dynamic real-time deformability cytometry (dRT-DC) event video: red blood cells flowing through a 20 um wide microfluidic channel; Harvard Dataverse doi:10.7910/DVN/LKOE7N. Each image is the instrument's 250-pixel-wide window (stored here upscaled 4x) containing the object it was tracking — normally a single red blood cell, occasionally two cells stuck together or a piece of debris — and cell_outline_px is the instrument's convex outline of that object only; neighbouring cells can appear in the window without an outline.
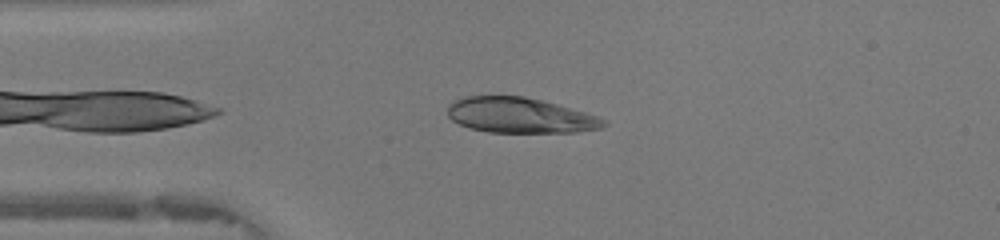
{"species": "human", "species_latin": "Homo sapiens", "temperature_condition": "warm", "stored_images_in_passage": 40, "camera_frame_rate_fps": 3000, "um_per_image_px": 0.085, "donor": {"sex": "female"}, "frame": {"image": 1, "passage_image": 4, "time_ms": 1.0, "image_size_px": [1000, 240], "cell_outline_px": [[608, 124], [600, 128], [576, 132], [488, 132], [468, 128], [452, 120], [448, 116], [448, 104], [452, 100], [464, 96], [524, 96], [556, 104], [584, 112], [596, 116], [604, 120]], "centroid_in_image_um": [44.13, 9.8], "position_along_channel_um": 40.9, "area_um2": 32.02}}
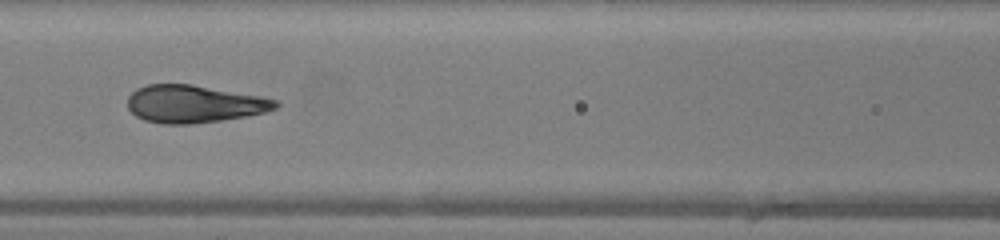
{"frame": {"image": 2, "passage_image": 13, "time_ms": 4.0, "image_size_px": [1000, 240], "cell_outline_px": [[280, 104], [276, 108], [264, 112], [244, 116], [220, 120], [188, 124], [164, 124], [144, 120], [136, 116], [128, 108], [128, 96], [136, 88], [148, 84], [192, 84], [260, 96], [276, 100]], "centroid_in_image_um": [16.46, 8.82], "position_along_channel_um": 150.1, "area_um2": 32.19}}
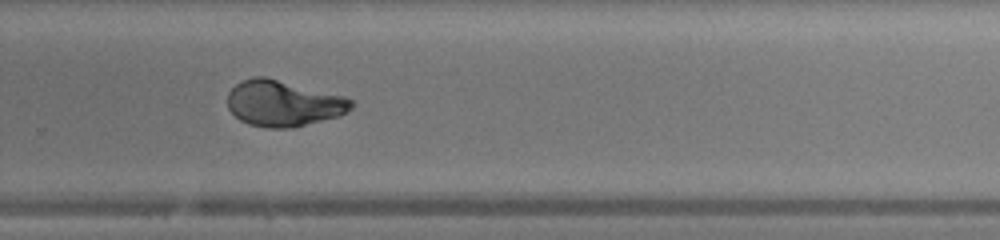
{"frame": {"image": 3, "passage_image": 24, "time_ms": 7.667, "image_size_px": [1000, 240], "cell_outline_px": [[356, 104], [348, 112], [340, 116], [292, 128], [268, 128], [248, 124], [240, 120], [228, 108], [228, 92], [236, 84], [252, 76], [264, 76], [344, 96], [352, 100]], "centroid_in_image_um": [24.11, 8.79], "position_along_channel_um": 305.7, "area_um2": 33.23}, "authors_computed_cell_mechanics": {"area_um2": 33.0616, "velocity_mm_per_s": 4.2615, "shape_relaxation_time_tau1_ms": 6.0602, "shape_relaxation_time_tau2_ms": null, "deformation_change_tau1": 0.2741, "deformation_change_tau2": null}}